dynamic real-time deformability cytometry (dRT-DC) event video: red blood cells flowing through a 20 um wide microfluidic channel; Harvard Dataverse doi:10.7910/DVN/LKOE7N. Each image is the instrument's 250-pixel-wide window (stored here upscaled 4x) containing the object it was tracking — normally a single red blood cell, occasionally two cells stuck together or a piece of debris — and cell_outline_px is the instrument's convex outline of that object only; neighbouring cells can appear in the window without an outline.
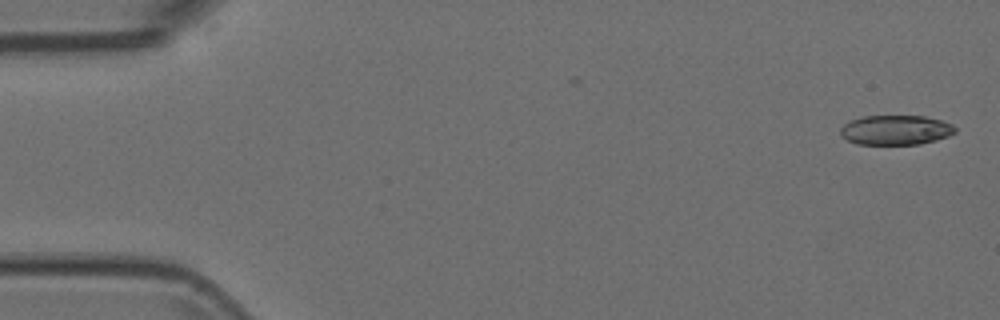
{"species": "Egyptian fruit bat (a non-hibernating species)", "species_latin": "Rousettus aegyptiacus", "temperature_condition": "room temperature", "stored_images_in_passage": 50, "camera_frame_rate_fps": 3000, "um_per_image_px": 0.085, "animal": {"sex": "female"}, "frame": {"image": 1, "passage_image": 1, "time_ms": 0.0, "image_size_px": [1000, 320], "cell_outline_px": [[956, 132], [948, 136], [936, 140], [920, 144], [856, 144], [840, 136], [840, 128], [848, 120], [864, 116], [924, 116], [940, 120], [952, 124], [956, 128]], "centroid_in_image_um": [76.11, 11.05], "position_along_channel_um": 8.9, "area_um2": 19.94}}
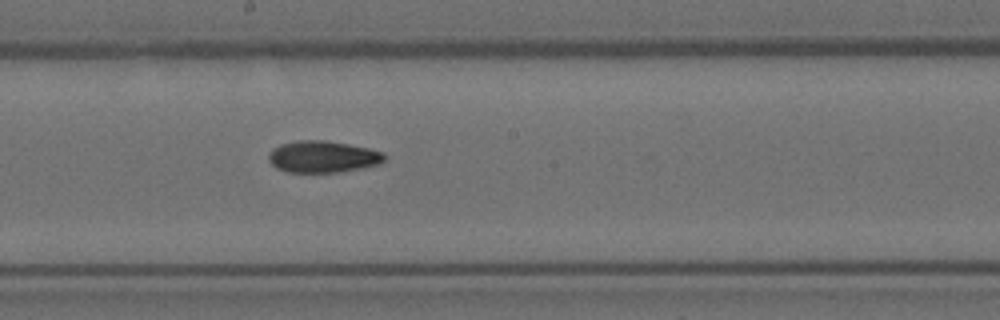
{"frame": {"image": 2, "passage_image": 28, "time_ms": 9.0, "image_size_px": [1000, 320], "cell_outline_px": [[388, 156], [380, 164], [364, 168], [336, 172], [288, 172], [276, 168], [268, 160], [268, 156], [272, 148], [280, 144], [296, 140], [324, 140], [348, 144], [368, 148], [384, 152]], "centroid_in_image_um": [27.45, 13.32], "position_along_channel_um": 220.7, "area_um2": 21.62}}
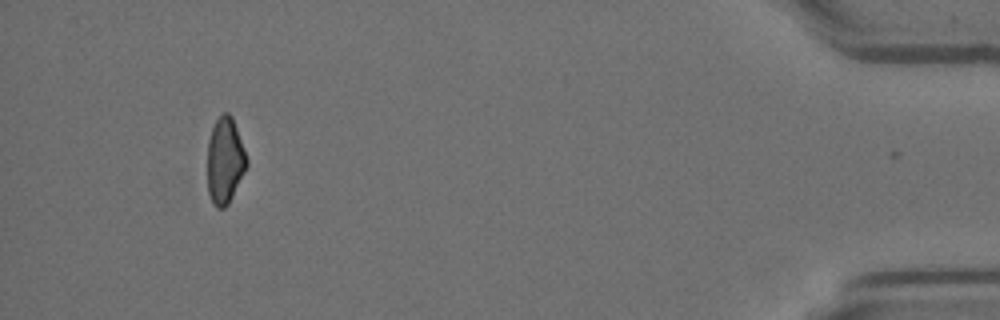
{"frame": {"image": 3, "passage_image": 49, "time_ms": 16.0, "image_size_px": [1000, 320], "cell_outline_px": [[248, 164], [228, 204], [224, 208], [216, 208], [212, 204], [208, 192], [208, 140], [212, 128], [216, 120], [224, 112], [228, 112], [232, 116], [248, 160]], "centroid_in_image_um": [19.11, 13.66], "position_along_channel_um": 416.1, "area_um2": 19.59}}